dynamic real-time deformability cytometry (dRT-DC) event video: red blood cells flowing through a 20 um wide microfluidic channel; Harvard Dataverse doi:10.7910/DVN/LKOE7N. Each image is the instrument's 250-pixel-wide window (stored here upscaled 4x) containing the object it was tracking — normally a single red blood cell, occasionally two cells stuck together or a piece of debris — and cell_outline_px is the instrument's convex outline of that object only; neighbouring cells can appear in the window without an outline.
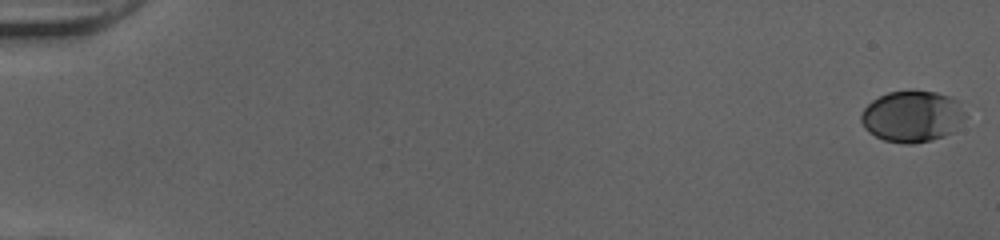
{"species": "human", "species_latin": "Homo sapiens", "temperature_condition": "cold", "stored_images_in_passage": 52, "camera_frame_rate_fps": 3000, "um_per_image_px": 0.085, "donor": {"sex": "female"}, "frame": {"image": 1, "passage_image": 1, "time_ms": 0.0, "image_size_px": [1000, 240], "cell_outline_px": [[968, 116], [952, 132], [944, 136], [932, 140], [912, 144], [904, 144], [884, 140], [868, 132], [864, 128], [860, 120], [860, 116], [864, 108], [872, 100], [888, 92], [912, 88], [936, 92], [952, 96], [956, 100]], "centroid_in_image_um": [77.54, 9.86], "position_along_channel_um": 7.5, "area_um2": 31.85}}
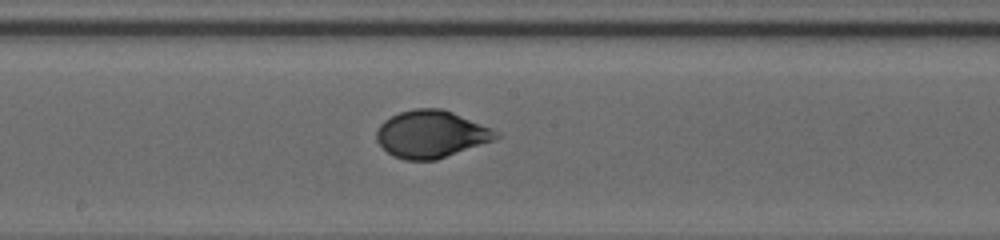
{"frame": {"image": 2, "passage_image": 30, "time_ms": 9.667, "image_size_px": [1000, 240], "cell_outline_px": [[504, 136], [496, 140], [436, 160], [404, 160], [392, 156], [376, 140], [376, 132], [380, 124], [384, 120], [400, 112], [412, 108], [440, 108], [452, 112], [492, 128]], "centroid_in_image_um": [36.67, 11.41], "position_along_channel_um": 211.5, "area_um2": 33.12}}
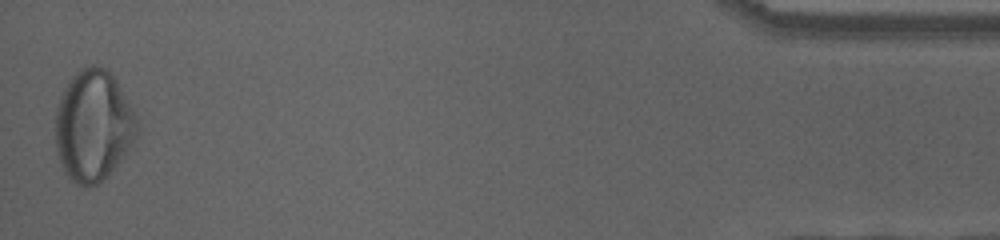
{"frame": {"image": 3, "passage_image": 52, "time_ms": 17.0, "image_size_px": [1000, 240], "cell_outline_px": [[140, 132], [128, 152], [108, 176], [104, 180], [96, 184], [76, 184], [68, 176], [60, 160], [56, 148], [56, 108], [60, 96], [64, 88], [72, 76], [84, 64], [96, 64], [108, 68], [112, 72], [136, 116], [140, 128]], "centroid_in_image_um": [7.96, 10.63], "position_along_channel_um": 427.2, "area_um2": 53.29}, "authors_computed_cell_mechanics": {"area_um2": 32.4258, "velocity_mm_per_s": 4.02, "shape_relaxation_time_tau1_ms": 3.7929, "shape_relaxation_time_tau2_ms": null, "deformation_change_tau1": 0.1554, "deformation_change_tau2": null}}